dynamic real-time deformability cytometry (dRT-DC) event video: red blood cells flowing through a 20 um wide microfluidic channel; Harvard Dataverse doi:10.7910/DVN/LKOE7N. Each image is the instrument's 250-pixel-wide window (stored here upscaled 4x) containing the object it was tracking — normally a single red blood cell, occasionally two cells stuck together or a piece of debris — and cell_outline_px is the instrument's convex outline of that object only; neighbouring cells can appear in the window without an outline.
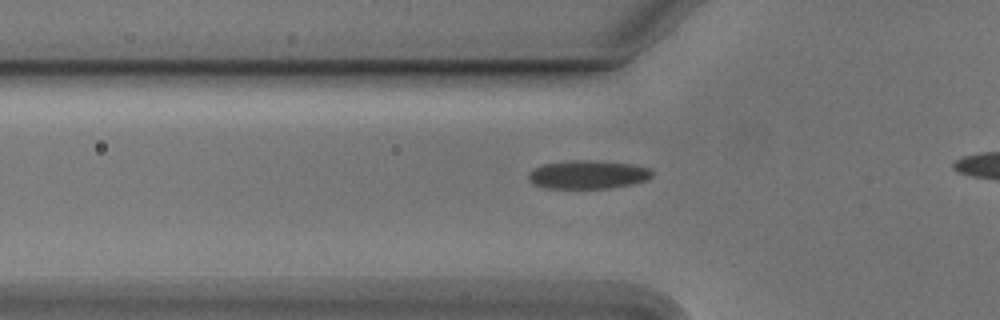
{"species": "Egyptian fruit bat (a non-hibernating species)", "species_latin": "Rousettus aegyptiacus", "temperature_condition": "cold", "stored_images_in_passage": 28, "camera_frame_rate_fps": 3000, "um_per_image_px": 0.085, "animal": {"sex": "male"}, "frame": {"image": 1, "passage_image": 2, "time_ms": 0.333, "image_size_px": [1000, 320], "cell_outline_px": [[652, 176], [644, 180], [632, 184], [608, 188], [544, 188], [532, 184], [528, 180], [528, 172], [544, 164], [568, 160], [596, 160], [632, 164], [648, 168], [652, 172]], "centroid_in_image_um": [49.92, 14.83], "position_along_channel_um": 75.9, "area_um2": 20.52}}
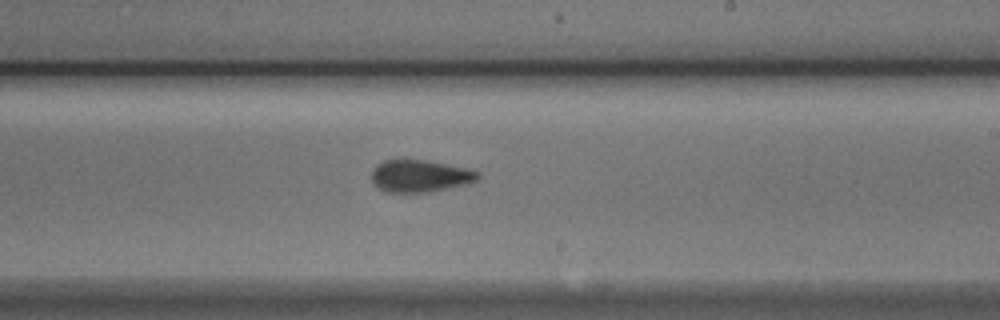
{"frame": {"image": 2, "passage_image": 16, "time_ms": 5.0, "image_size_px": [1000, 320], "cell_outline_px": [[480, 176], [476, 180], [468, 184], [428, 192], [388, 192], [372, 184], [372, 172], [376, 164], [384, 160], [400, 156], [428, 160], [464, 168], [480, 172]], "centroid_in_image_um": [35.65, 14.91], "position_along_channel_um": 253.4, "area_um2": 20.46}}
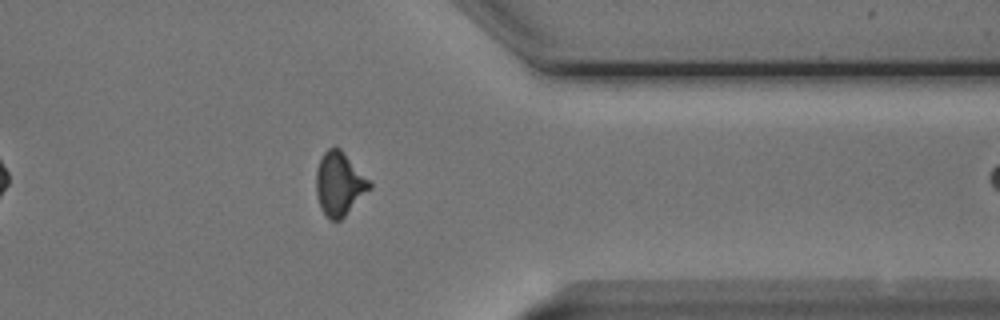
{"frame": {"image": 3, "passage_image": 27, "time_ms": 8.667, "image_size_px": [1000, 320], "cell_outline_px": [[372, 188], [340, 220], [328, 220], [320, 208], [316, 192], [316, 172], [320, 160], [324, 152], [328, 148], [336, 144], [340, 148], [372, 184]], "centroid_in_image_um": [28.83, 15.63], "position_along_channel_um": 382.6, "area_um2": 19.71}}